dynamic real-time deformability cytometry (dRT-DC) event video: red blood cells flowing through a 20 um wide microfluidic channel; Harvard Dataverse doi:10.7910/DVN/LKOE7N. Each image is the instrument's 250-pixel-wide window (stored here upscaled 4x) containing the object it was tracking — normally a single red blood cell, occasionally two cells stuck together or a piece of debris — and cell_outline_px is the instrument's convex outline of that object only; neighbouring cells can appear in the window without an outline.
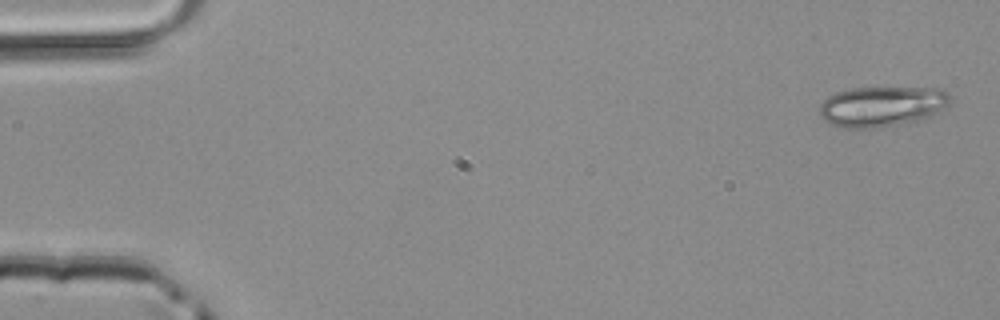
{"species": "common noctule bat (a hibernating species)", "species_latin": "Nyctalus noctula", "temperature_condition": "room temperature", "stored_images_in_passage": 46, "camera_frame_rate_fps": 3000, "um_per_image_px": 0.085, "animal": {"sex": "male", "body_mass_g": 20.4}, "frame": {"image": 1, "passage_image": 1, "time_ms": 0.0, "image_size_px": [1000, 320], "cell_outline_px": [[952, 100], [940, 112], [916, 120], [876, 128], [848, 128], [832, 124], [824, 120], [820, 116], [820, 104], [828, 96], [836, 92], [852, 88], [936, 88], [948, 92], [952, 96]], "centroid_in_image_um": [74.97, 9.03], "position_along_channel_um": 10.0, "area_um2": 30.52}}
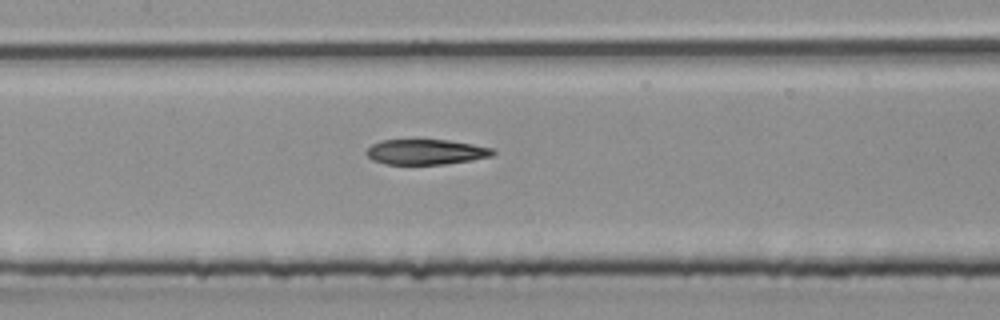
{"frame": {"image": 2, "passage_image": 23, "time_ms": 7.333, "image_size_px": [1000, 320], "cell_outline_px": [[496, 152], [492, 156], [472, 160], [444, 164], [384, 164], [372, 160], [364, 152], [372, 144], [380, 140], [448, 140], [472, 144], [492, 148]], "centroid_in_image_um": [36.18, 12.91], "position_along_channel_um": 171.2, "area_um2": 18.61}}
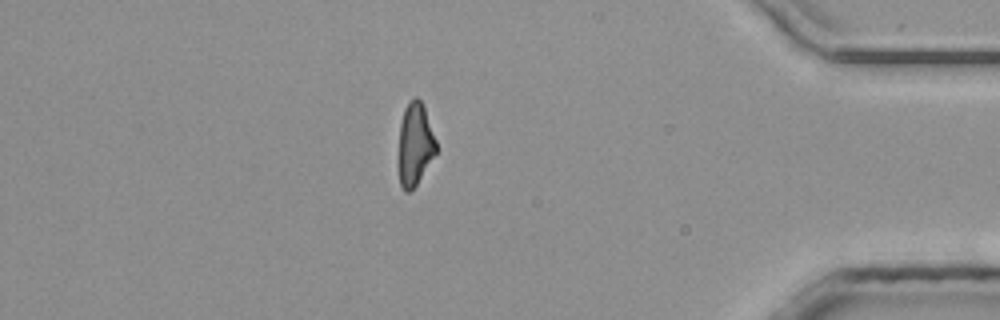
{"frame": {"image": 3, "passage_image": 42, "time_ms": 13.667, "image_size_px": [1000, 320], "cell_outline_px": [[436, 152], [416, 184], [408, 192], [404, 192], [400, 184], [400, 124], [404, 108], [412, 96], [416, 96], [420, 100], [424, 108], [436, 140]], "centroid_in_image_um": [35.28, 12.21], "position_along_channel_um": 399.9, "area_um2": 17.51}}